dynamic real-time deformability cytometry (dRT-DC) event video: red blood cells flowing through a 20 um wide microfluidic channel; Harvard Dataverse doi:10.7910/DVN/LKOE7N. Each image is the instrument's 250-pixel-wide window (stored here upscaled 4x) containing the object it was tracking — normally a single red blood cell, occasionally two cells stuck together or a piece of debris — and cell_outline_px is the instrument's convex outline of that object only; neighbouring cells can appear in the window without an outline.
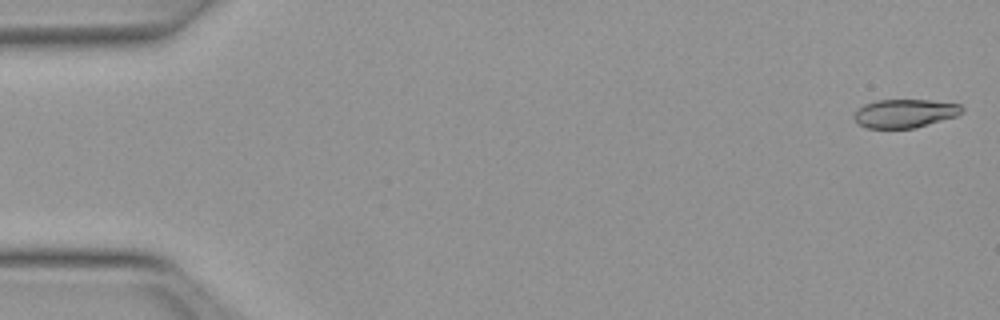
{"species": "Egyptian fruit bat (a non-hibernating species)", "species_latin": "Rousettus aegyptiacus", "temperature_condition": "warm", "stored_images_in_passage": 51, "camera_frame_rate_fps": 3000, "um_per_image_px": 0.085, "animal": {"sex": "female"}, "frame": {"image": 1, "passage_image": 1, "time_ms": 0.0, "image_size_px": [1000, 320], "cell_outline_px": [[964, 112], [956, 116], [916, 128], [864, 128], [852, 116], [864, 104], [876, 100], [932, 100], [960, 104], [964, 108]], "centroid_in_image_um": [76.94, 9.63], "position_along_channel_um": 8.1, "area_um2": 17.98}}
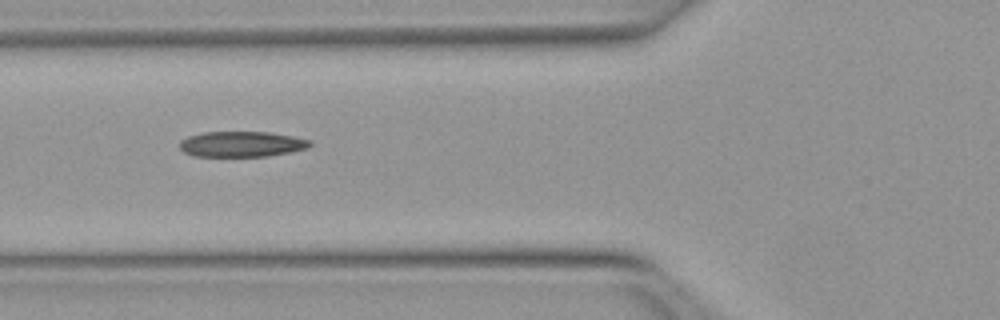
{"frame": {"image": 2, "passage_image": 19, "time_ms": 6.0, "image_size_px": [1000, 320], "cell_outline_px": [[312, 144], [308, 148], [292, 152], [268, 156], [192, 156], [184, 152], [180, 148], [180, 140], [188, 136], [204, 132], [268, 132], [292, 136], [312, 140]], "centroid_in_image_um": [20.56, 12.25], "position_along_channel_um": 105.2, "area_um2": 19.48}}
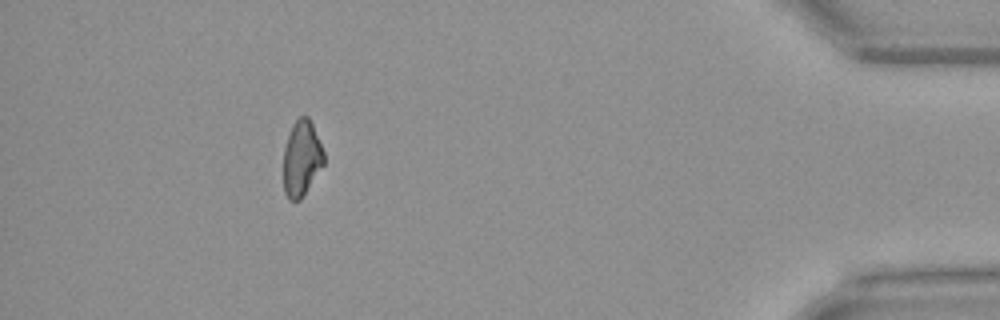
{"frame": {"image": 3, "passage_image": 46, "time_ms": 15.0, "image_size_px": [1000, 320], "cell_outline_px": [[324, 164], [300, 200], [288, 200], [284, 192], [284, 148], [292, 124], [300, 116], [308, 116], [312, 124], [324, 152]], "centroid_in_image_um": [25.63, 13.47], "position_along_channel_um": 409.6, "area_um2": 17.63}, "authors_computed_cell_mechanics": {"area_um2": 19.3052, "velocity_mm_per_s": 4.026, "shape_relaxation_time_tau1_ms": null, "shape_relaxation_time_tau2_ms": 3.3708, "deformation_change_tau1": null, "deformation_change_tau2": 0.1203}}